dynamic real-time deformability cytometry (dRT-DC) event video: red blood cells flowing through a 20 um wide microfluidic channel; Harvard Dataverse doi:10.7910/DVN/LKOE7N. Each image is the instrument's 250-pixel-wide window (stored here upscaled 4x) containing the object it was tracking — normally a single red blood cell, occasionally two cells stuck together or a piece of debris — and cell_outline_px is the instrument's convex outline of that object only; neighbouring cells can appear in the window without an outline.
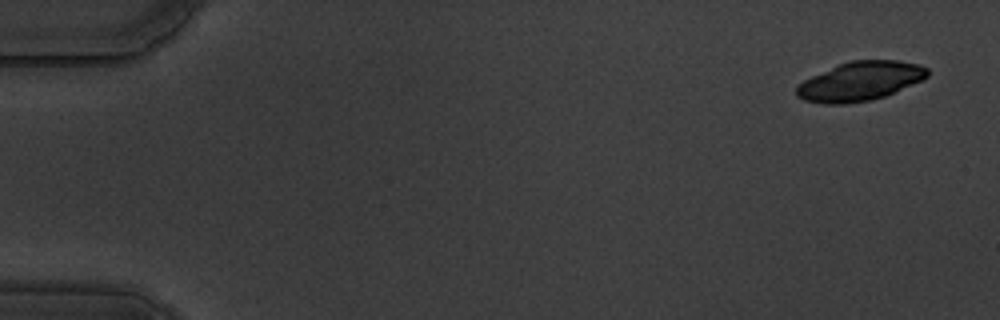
{"species": "common noctule bat (a hibernating species)", "species_latin": "Nyctalus noctula", "temperature_condition": "warm", "stored_images_in_passage": 15, "camera_frame_rate_fps": 3000, "um_per_image_px": 0.085, "animal": {"sex": "male", "body_mass_g": 19.5, "forearm_length_mm": 54.6}, "frame": {"image": 1, "passage_image": 1, "time_ms": 0.0, "image_size_px": [1000, 320], "cell_outline_px": [[928, 76], [920, 80], [884, 96], [872, 100], [844, 104], [820, 104], [804, 100], [796, 96], [796, 88], [804, 80], [812, 76], [840, 64], [852, 60], [900, 60], [920, 64], [928, 68]], "centroid_in_image_um": [73.1, 6.91], "position_along_channel_um": 11.9, "area_um2": 29.54}}